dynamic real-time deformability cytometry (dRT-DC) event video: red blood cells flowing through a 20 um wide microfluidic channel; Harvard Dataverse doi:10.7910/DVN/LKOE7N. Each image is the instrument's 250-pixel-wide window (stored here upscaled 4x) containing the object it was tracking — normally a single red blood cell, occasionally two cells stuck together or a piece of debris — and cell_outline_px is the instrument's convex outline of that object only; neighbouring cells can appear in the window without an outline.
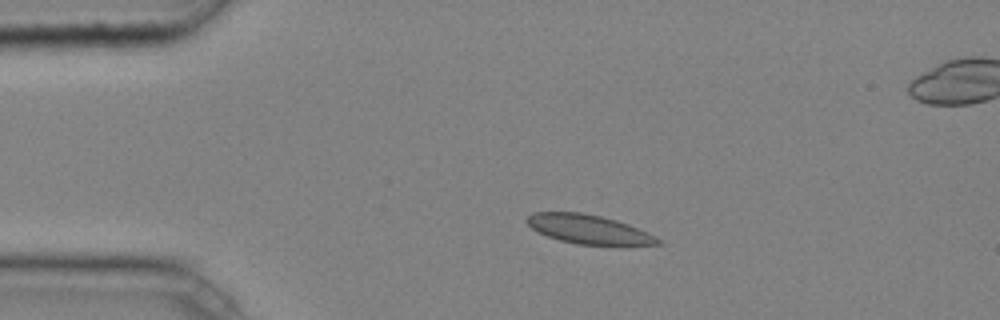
{"species": "common noctule bat (a hibernating species)", "species_latin": "Nyctalus noctula", "temperature_condition": "cold", "stored_images_in_passage": 3, "camera_frame_rate_fps": 3000, "um_per_image_px": 0.085, "animal": {"sex": "male", "body_mass_g": 20.4}, "frame": {"image": 1, "passage_image": 1, "time_ms": 0.0, "image_size_px": [1000, 320], "cell_outline_px": [[664, 244], [620, 248], [576, 244], [560, 240], [536, 232], [524, 220], [532, 212], [580, 212], [600, 216], [616, 220], [628, 224], [660, 240]], "centroid_in_image_um": [50.07, 19.54], "position_along_channel_um": 34.9, "area_um2": 22.89}}